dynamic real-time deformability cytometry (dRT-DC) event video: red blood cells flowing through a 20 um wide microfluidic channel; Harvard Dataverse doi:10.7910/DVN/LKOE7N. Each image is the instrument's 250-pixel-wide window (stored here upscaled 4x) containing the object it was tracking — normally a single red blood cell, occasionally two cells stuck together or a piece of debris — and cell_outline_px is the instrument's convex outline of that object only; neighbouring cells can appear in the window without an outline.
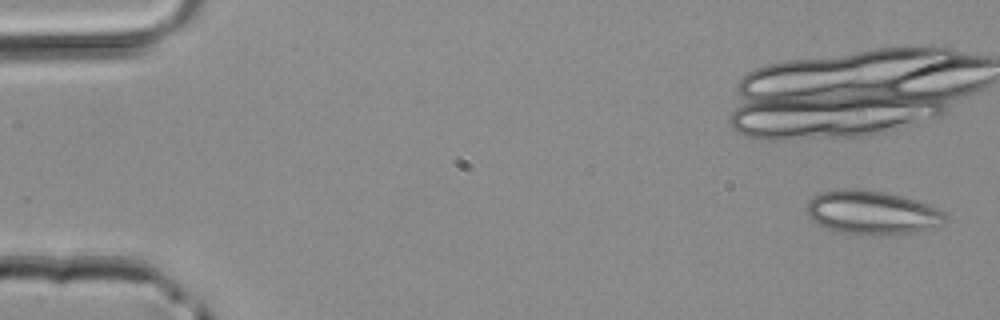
{"species": "common noctule bat (a hibernating species)", "species_latin": "Nyctalus noctula", "temperature_condition": "room temperature", "stored_images_in_passage": 6, "segment_of_instrument_passage": [1, 2], "camera_frame_rate_fps": 3000, "um_per_image_px": 0.085, "animal": {"sex": "male", "body_mass_g": 20.4}, "frame": {"image": 1, "passage_image": 1, "time_ms": 0.0, "image_size_px": [1000, 320], "cell_outline_px": [[948, 216], [940, 224], [916, 232], [888, 236], [872, 236], [840, 232], [816, 224], [808, 216], [808, 200], [812, 196], [820, 192], [840, 188], [860, 188], [884, 192], [904, 196], [940, 208]], "centroid_in_image_um": [74.11, 18.06], "position_along_channel_um": 10.9, "area_um2": 35.89}}